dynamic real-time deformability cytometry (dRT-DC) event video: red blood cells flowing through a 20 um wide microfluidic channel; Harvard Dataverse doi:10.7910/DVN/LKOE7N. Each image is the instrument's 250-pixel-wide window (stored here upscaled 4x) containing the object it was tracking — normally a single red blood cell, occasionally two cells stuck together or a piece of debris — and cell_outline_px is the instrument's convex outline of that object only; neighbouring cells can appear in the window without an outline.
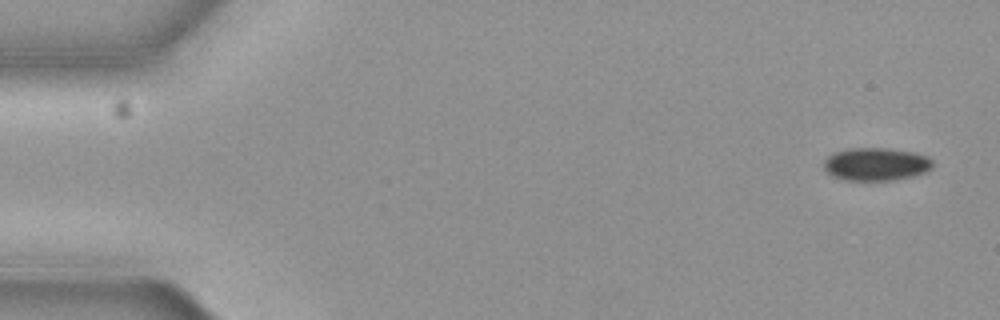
{"species": "common noctule bat (a hibernating species)", "species_latin": "Nyctalus noctula", "temperature_condition": "cold", "stored_images_in_passage": 5, "camera_frame_rate_fps": 3000, "um_per_image_px": 0.085, "animal": {"sex": "female", "body_mass_g": 19.3, "forearm_length_mm": 54.1}, "frame": {"image": 1, "passage_image": 1, "time_ms": 0.0, "image_size_px": [1000, 320], "cell_outline_px": [[932, 168], [924, 172], [912, 176], [896, 180], [844, 180], [832, 176], [824, 172], [824, 160], [828, 156], [836, 152], [848, 148], [888, 148], [912, 152], [928, 156], [932, 160]], "centroid_in_image_um": [74.44, 13.96], "position_along_channel_um": 10.6, "area_um2": 20.98}}